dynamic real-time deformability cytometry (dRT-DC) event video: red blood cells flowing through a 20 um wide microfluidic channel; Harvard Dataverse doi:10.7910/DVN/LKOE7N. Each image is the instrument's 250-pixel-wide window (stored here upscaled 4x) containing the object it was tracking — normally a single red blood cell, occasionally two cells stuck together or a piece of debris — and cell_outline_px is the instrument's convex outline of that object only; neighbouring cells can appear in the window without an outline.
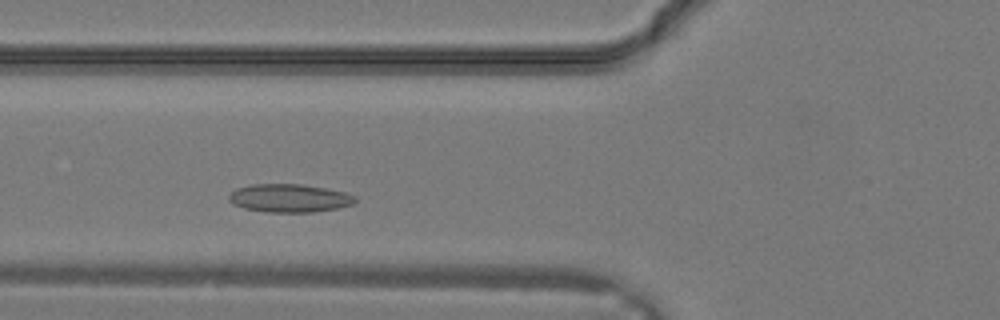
{"species": "common noctule bat (a hibernating species)", "species_latin": "Nyctalus noctula", "temperature_condition": "warm", "stored_images_in_passage": 25, "camera_frame_rate_fps": 3000, "um_per_image_px": 0.085, "animal": {"sex": "male", "body_mass_g": 19.2, "forearm_length_mm": 51.8}, "frame": {"image": 1, "passage_image": 5, "time_ms": 1.333, "image_size_px": [1000, 320], "cell_outline_px": [[356, 200], [352, 204], [336, 208], [312, 212], [268, 212], [244, 208], [228, 200], [228, 196], [236, 188], [252, 184], [304, 184], [344, 192], [356, 196]], "centroid_in_image_um": [24.59, 16.83], "position_along_channel_um": 101.2, "area_um2": 20.58}}
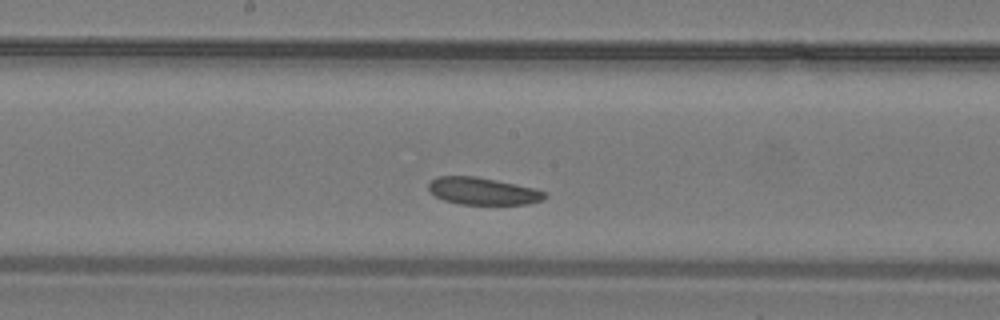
{"frame": {"image": 2, "passage_image": 10, "time_ms": 3.0, "image_size_px": [1000, 320], "cell_outline_px": [[548, 196], [544, 200], [528, 204], [460, 204], [444, 200], [436, 196], [428, 188], [428, 184], [436, 176], [476, 176], [536, 188], [544, 192]], "centroid_in_image_um": [41.07, 16.24], "position_along_channel_um": 207.1, "area_um2": 18.44}}
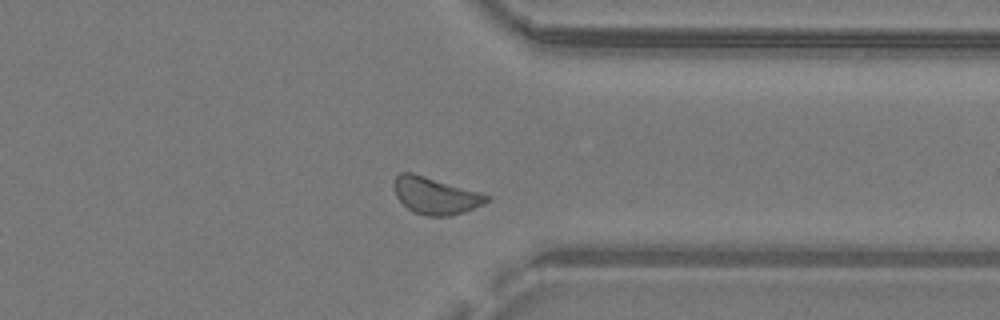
{"frame": {"image": 3, "passage_image": 18, "time_ms": 5.667, "image_size_px": [1000, 320], "cell_outline_px": [[488, 200], [484, 204], [464, 212], [452, 216], [428, 216], [416, 212], [408, 208], [396, 196], [396, 176], [400, 172], [412, 172], [480, 192], [488, 196]], "centroid_in_image_um": [37.04, 16.63], "position_along_channel_um": 374.4, "area_um2": 19.54}}